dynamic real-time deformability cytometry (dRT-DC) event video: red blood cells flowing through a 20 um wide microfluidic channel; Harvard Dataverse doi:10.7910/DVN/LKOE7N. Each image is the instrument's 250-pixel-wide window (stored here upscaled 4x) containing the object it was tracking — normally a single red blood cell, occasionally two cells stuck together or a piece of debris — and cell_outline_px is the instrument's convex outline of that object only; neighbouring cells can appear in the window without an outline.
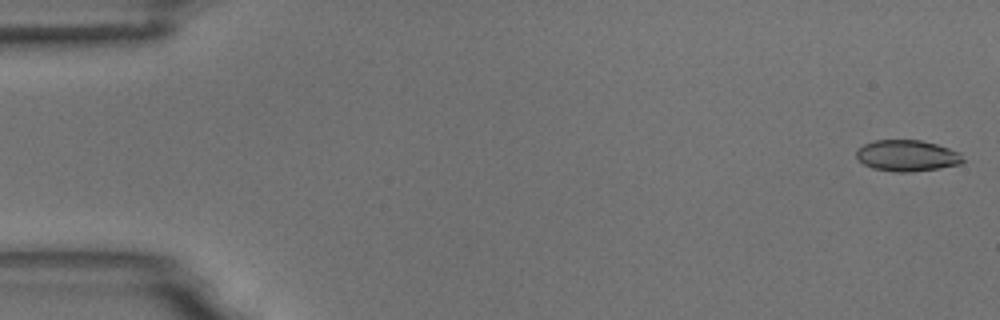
{"species": "common noctule bat (a hibernating species)", "species_latin": "Nyctalus noctula", "temperature_condition": "room temperature", "stored_images_in_passage": 7, "camera_frame_rate_fps": 3000, "um_per_image_px": 0.085, "animal": {"sex": "male", "body_mass_g": 18.8}, "frame": {"image": 1, "passage_image": 1, "time_ms": 0.0, "image_size_px": [1000, 320], "cell_outline_px": [[964, 160], [960, 164], [940, 168], [912, 172], [896, 172], [872, 168], [864, 164], [856, 156], [856, 148], [864, 144], [876, 140], [920, 140], [936, 144], [960, 152]], "centroid_in_image_um": [77.09, 13.23], "position_along_channel_um": 7.9, "area_um2": 19.42}}
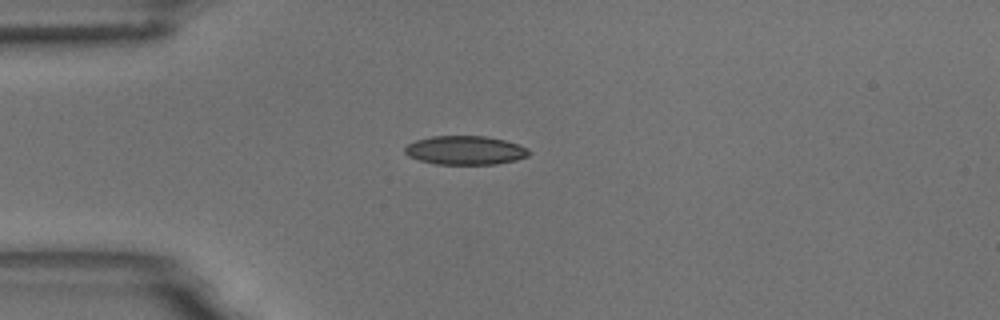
{"frame": {"image": 2, "passage_image": 4, "time_ms": 4.333, "image_size_px": [1000, 320], "cell_outline_px": [[532, 152], [528, 156], [516, 160], [496, 164], [436, 164], [420, 160], [408, 156], [404, 152], [404, 148], [408, 144], [416, 140], [432, 136], [484, 136], [504, 140], [520, 144], [528, 148]], "centroid_in_image_um": [39.57, 12.77], "position_along_channel_um": 45.4, "area_um2": 20.92}}
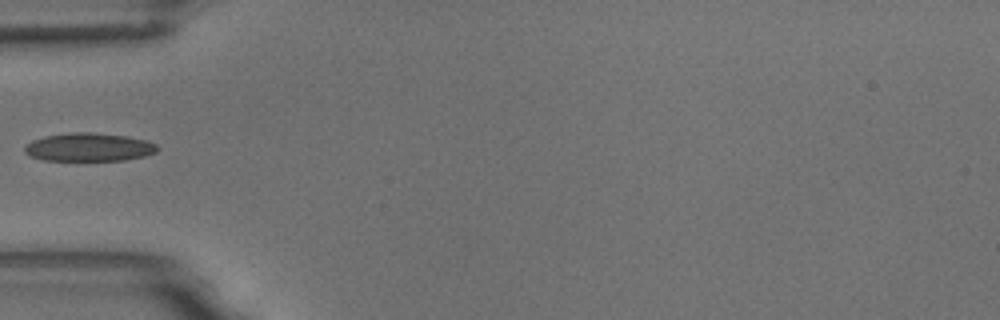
{"frame": {"image": 3, "passage_image": 5, "time_ms": 5.667, "image_size_px": [1000, 320], "cell_outline_px": [[160, 148], [156, 152], [144, 156], [124, 160], [44, 160], [28, 156], [24, 152], [24, 148], [32, 140], [44, 136], [72, 132], [92, 132], [128, 136], [144, 140], [156, 144]], "centroid_in_image_um": [7.55, 12.5], "position_along_channel_um": 77.5, "area_um2": 21.91}}